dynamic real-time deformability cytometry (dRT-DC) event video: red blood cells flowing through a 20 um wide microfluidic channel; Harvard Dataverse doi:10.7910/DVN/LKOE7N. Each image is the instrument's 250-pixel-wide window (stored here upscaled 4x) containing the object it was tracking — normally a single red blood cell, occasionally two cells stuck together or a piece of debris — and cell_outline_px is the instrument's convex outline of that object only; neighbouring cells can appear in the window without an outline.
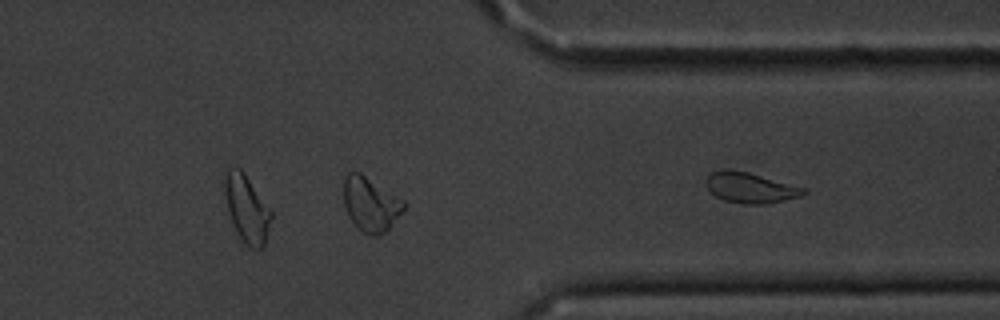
{"species": "common noctule bat (a hibernating species)", "species_latin": "Nyctalus noctula", "temperature_condition": "cold", "stored_images_in_passage": 30, "segment_of_instrument_passage": [2, 2], "camera_frame_rate_fps": 3000, "um_per_image_px": 0.085, "animal": {"sex": "male", "body_mass_g": 20.1, "forearm_length_mm": 53.5}, "frame": {"image": 1, "passage_image": 30, "time_ms": 9.667, "image_size_px": [1000, 320], "cell_outline_px": [[808, 192], [800, 196], [784, 200], [764, 204], [744, 204], [724, 200], [716, 196], [708, 188], [708, 176], [712, 172], [748, 172], [808, 188]], "centroid_in_image_um": [63.9, 15.99], "position_along_channel_um": 347.5, "area_um2": 16.7}}